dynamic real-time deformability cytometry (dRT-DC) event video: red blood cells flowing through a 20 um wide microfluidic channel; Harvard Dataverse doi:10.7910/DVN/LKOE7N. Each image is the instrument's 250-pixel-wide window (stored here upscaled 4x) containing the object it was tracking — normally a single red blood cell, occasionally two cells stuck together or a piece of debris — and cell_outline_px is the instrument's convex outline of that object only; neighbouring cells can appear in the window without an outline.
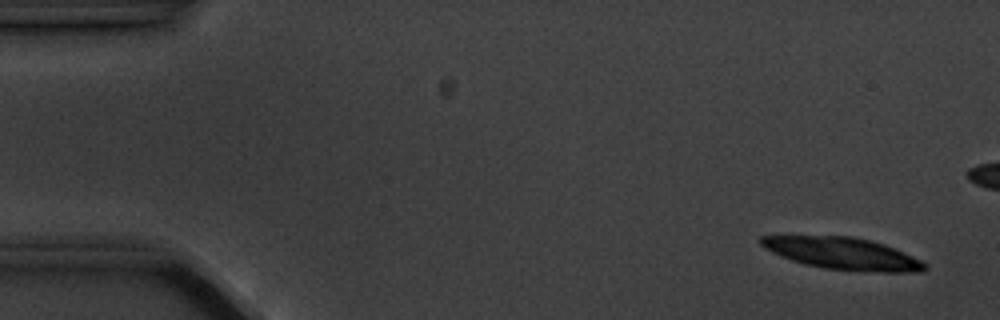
{"species": "common noctule bat (a hibernating species)", "species_latin": "Nyctalus noctula", "temperature_condition": "cold", "stored_images_in_passage": 4, "camera_frame_rate_fps": 3000, "um_per_image_px": 0.085, "animal": {"sex": "male", "body_mass_g": 20.1, "forearm_length_mm": 53.5}, "frame": {"image": 1, "passage_image": 1, "time_ms": 0.0, "image_size_px": [1000, 320], "cell_outline_px": [[928, 268], [924, 272], [880, 272], [824, 268], [804, 264], [780, 256], [764, 248], [760, 244], [760, 236], [852, 236], [884, 244], [904, 252], [920, 260]], "centroid_in_image_um": [71.63, 21.55], "position_along_channel_um": 13.4, "area_um2": 30.23}}